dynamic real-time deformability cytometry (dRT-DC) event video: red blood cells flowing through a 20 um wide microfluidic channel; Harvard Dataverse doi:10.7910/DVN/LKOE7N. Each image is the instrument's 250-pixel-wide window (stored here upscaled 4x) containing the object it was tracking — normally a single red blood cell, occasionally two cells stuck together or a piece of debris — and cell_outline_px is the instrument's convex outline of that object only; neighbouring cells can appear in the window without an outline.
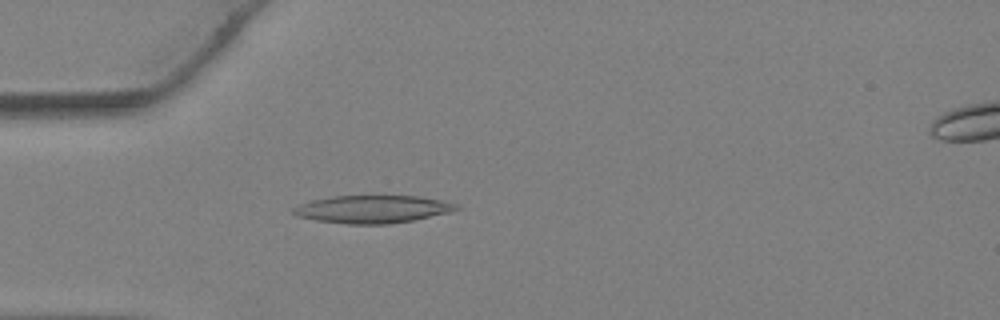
{"species": "Egyptian fruit bat (a non-hibernating species)", "species_latin": "Rousettus aegyptiacus", "temperature_condition": "warm", "stored_images_in_passage": 38, "camera_frame_rate_fps": 3000, "um_per_image_px": 0.085, "animal": {"sex": "female"}, "frame": {"image": 1, "passage_image": 11, "time_ms": 3.333, "image_size_px": [1000, 320], "cell_outline_px": [[460, 208], [448, 212], [412, 220], [388, 224], [348, 224], [316, 220], [296, 216], [292, 212], [292, 208], [300, 204], [312, 200], [332, 196], [416, 196], [440, 200], [456, 204]], "centroid_in_image_um": [31.6, 17.78], "position_along_channel_um": 53.4, "area_um2": 26.01}}
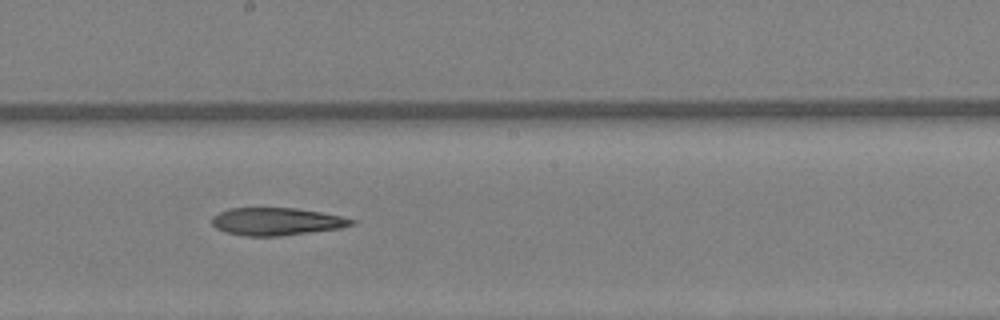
{"frame": {"image": 2, "passage_image": 21, "time_ms": 6.667, "image_size_px": [1000, 320], "cell_outline_px": [[356, 224], [340, 228], [280, 236], [244, 236], [224, 232], [216, 228], [212, 224], [212, 216], [220, 212], [232, 208], [296, 208], [320, 212], [340, 216], [356, 220]], "centroid_in_image_um": [23.5, 18.83], "position_along_channel_um": 224.7, "area_um2": 22.43}}
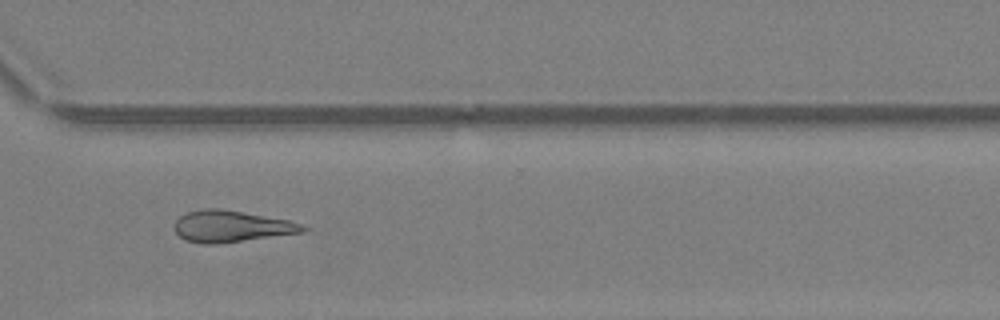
{"frame": {"image": 3, "passage_image": 28, "time_ms": 9.0, "image_size_px": [1000, 320], "cell_outline_px": [[308, 228], [304, 232], [216, 244], [204, 244], [184, 240], [172, 228], [172, 224], [180, 216], [188, 212], [204, 208], [220, 208], [288, 220], [300, 224]], "centroid_in_image_um": [19.6, 19.24], "position_along_channel_um": 351.0, "area_um2": 23.52}}